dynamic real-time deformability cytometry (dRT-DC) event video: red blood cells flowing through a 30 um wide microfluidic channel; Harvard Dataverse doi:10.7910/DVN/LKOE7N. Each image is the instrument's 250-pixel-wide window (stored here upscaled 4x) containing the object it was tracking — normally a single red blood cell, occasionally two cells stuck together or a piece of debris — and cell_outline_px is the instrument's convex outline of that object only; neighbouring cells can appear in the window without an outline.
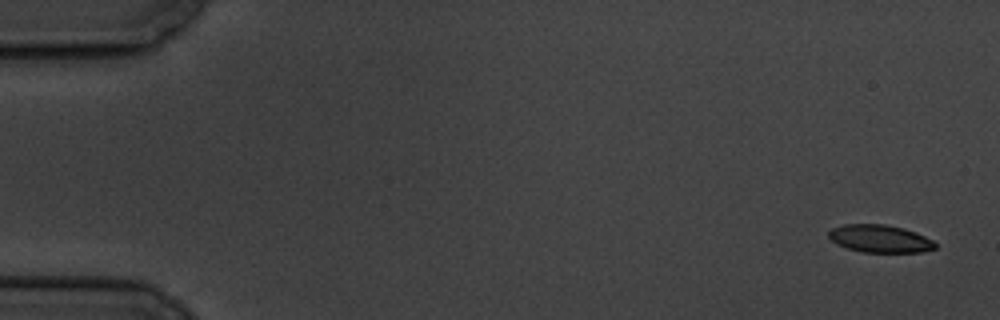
{"species": "common noctule bat (a hibernating species)", "species_latin": "Nyctalus noctula", "temperature_condition": "cold", "stored_images_in_passage": 9, "camera_frame_rate_fps": 3000, "um_per_image_px": 0.085, "animal": {"sex": "male", "body_mass_g": 19.5, "forearm_length_mm": 54.6}, "frame": {"image": 1, "passage_image": 1, "time_ms": 0.0, "image_size_px": [1000, 320], "cell_outline_px": [[936, 248], [920, 252], [864, 252], [848, 248], [836, 244], [828, 236], [828, 232], [832, 228], [844, 224], [884, 224], [904, 228], [916, 232], [932, 240], [936, 244]], "centroid_in_image_um": [74.78, 20.28], "position_along_channel_um": 10.2, "area_um2": 17.11}}
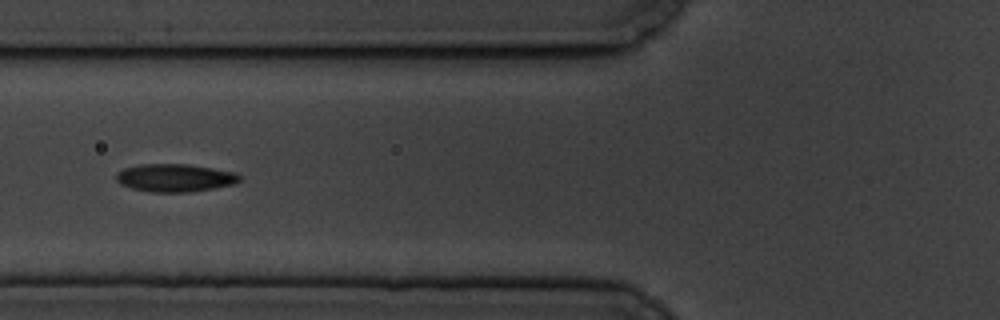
{"frame": {"image": 2, "passage_image": 7, "time_ms": 7.0, "image_size_px": [1000, 320], "cell_outline_px": [[240, 180], [236, 184], [192, 192], [148, 192], [132, 188], [120, 184], [116, 180], [116, 172], [124, 168], [140, 164], [188, 164], [236, 172], [240, 176]], "centroid_in_image_um": [14.87, 15.12], "position_along_channel_um": 110.9, "area_um2": 20.23}}
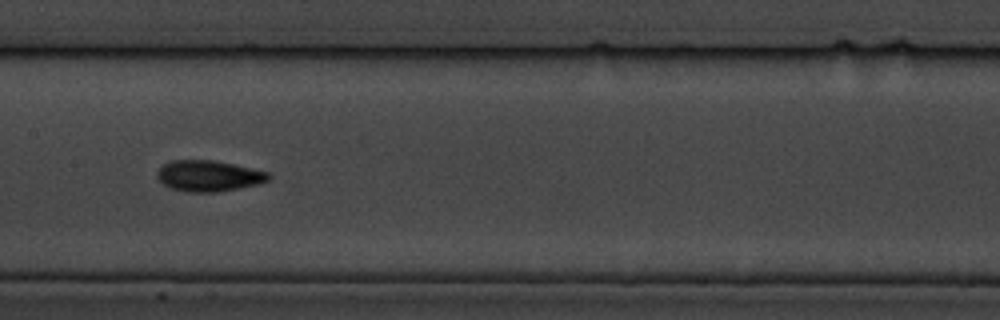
{"frame": {"image": 3, "passage_image": 9, "time_ms": 9.333, "image_size_px": [1000, 320], "cell_outline_px": [[272, 176], [268, 180], [260, 184], [220, 192], [188, 192], [172, 188], [164, 184], [156, 176], [156, 172], [164, 164], [172, 160], [212, 160], [232, 164], [268, 172]], "centroid_in_image_um": [17.75, 14.96], "position_along_channel_um": 189.6, "area_um2": 20.06}}